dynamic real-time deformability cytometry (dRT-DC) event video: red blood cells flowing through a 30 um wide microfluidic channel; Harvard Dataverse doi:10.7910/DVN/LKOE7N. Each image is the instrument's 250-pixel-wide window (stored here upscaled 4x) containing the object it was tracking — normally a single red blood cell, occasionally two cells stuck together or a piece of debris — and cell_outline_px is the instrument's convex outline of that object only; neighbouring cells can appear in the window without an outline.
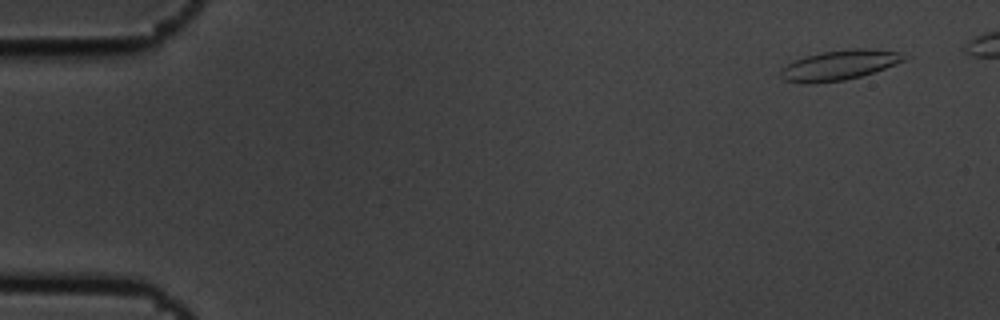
{"species": "common noctule bat (a hibernating species)", "species_latin": "Nyctalus noctula", "temperature_condition": "cold", "stored_images_in_passage": 6, "camera_frame_rate_fps": 3000, "um_per_image_px": 0.085, "animal": {"sex": "male", "body_mass_g": 19.5, "forearm_length_mm": 54.6}, "frame": {"image": 1, "passage_image": 1, "time_ms": 0.0, "image_size_px": [1000, 320], "cell_outline_px": [[912, 56], [904, 60], [884, 68], [860, 76], [844, 80], [812, 84], [804, 84], [784, 80], [780, 76], [780, 72], [788, 64], [796, 60], [820, 52], [856, 48], [864, 48], [900, 52]], "centroid_in_image_um": [71.36, 5.54], "position_along_channel_um": 13.6, "area_um2": 21.33}}